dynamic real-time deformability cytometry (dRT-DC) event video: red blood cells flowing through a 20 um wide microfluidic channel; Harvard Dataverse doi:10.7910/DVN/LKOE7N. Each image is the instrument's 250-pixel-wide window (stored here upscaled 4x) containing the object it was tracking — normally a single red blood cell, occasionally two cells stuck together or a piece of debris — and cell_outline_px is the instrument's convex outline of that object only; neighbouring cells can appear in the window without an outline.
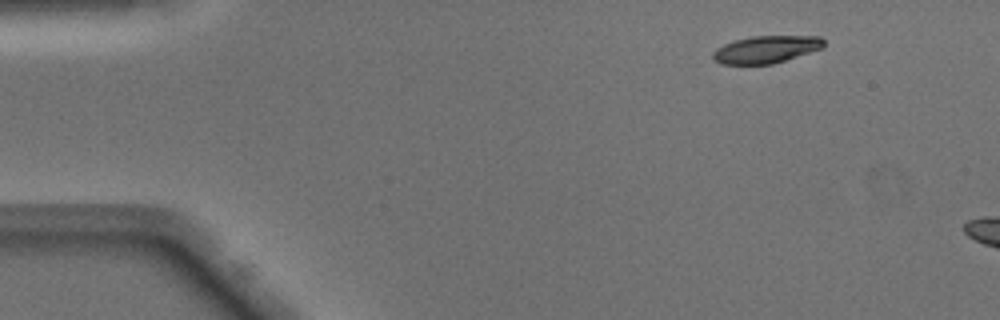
{"species": "Egyptian fruit bat (a non-hibernating species)", "species_latin": "Rousettus aegyptiacus", "temperature_condition": "warm", "stored_images_in_passage": 5, "camera_frame_rate_fps": 3000, "um_per_image_px": 0.085, "animal": {"sex": "male"}, "frame": {"image": 1, "passage_image": 1, "time_ms": 0.0, "image_size_px": [1000, 320], "cell_outline_px": [[824, 48], [772, 64], [720, 64], [712, 56], [712, 52], [716, 48], [724, 44], [736, 40], [752, 36], [820, 36], [824, 40]], "centroid_in_image_um": [65.13, 4.2], "position_along_channel_um": 19.9, "area_um2": 17.63}}